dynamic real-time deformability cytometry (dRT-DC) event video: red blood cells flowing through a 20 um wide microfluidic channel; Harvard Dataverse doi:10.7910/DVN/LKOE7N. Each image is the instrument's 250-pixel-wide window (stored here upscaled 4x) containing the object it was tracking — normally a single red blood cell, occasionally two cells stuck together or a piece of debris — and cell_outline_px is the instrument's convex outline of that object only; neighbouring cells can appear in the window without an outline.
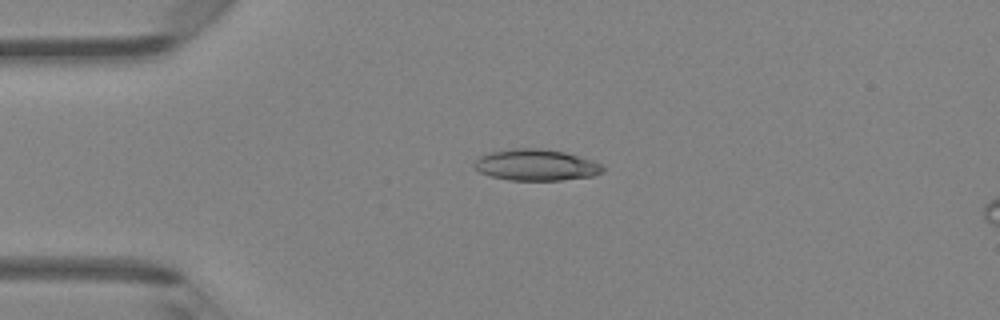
{"species": "Egyptian fruit bat (a non-hibernating species)", "species_latin": "Rousettus aegyptiacus", "temperature_condition": "room temperature", "stored_images_in_passage": 5, "camera_frame_rate_fps": 3000, "um_per_image_px": 0.085, "animal": {"sex": "female"}, "frame": {"image": 1, "passage_image": 3, "time_ms": 0.667, "image_size_px": [1000, 320], "cell_outline_px": [[604, 172], [592, 176], [560, 180], [508, 180], [492, 176], [480, 172], [472, 164], [480, 156], [488, 152], [512, 148], [540, 148], [564, 152], [592, 160], [600, 164], [604, 168]], "centroid_in_image_um": [45.55, 14.02], "position_along_channel_um": 39.5, "area_um2": 23.41}}